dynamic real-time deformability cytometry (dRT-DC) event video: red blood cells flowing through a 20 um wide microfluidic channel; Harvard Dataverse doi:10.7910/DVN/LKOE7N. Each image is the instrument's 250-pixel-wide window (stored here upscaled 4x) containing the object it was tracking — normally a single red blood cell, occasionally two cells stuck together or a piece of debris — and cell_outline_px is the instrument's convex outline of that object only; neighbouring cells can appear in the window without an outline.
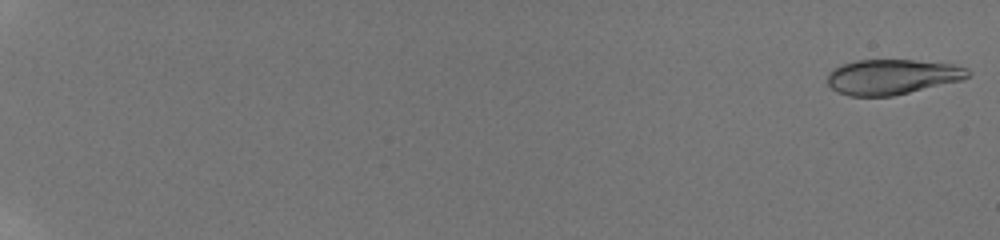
{"species": "human", "species_latin": "Homo sapiens", "temperature_condition": "room temperature", "stored_images_in_passage": 57, "camera_frame_rate_fps": 3000, "um_per_image_px": 0.085, "donor": {"sex": "male"}, "frame": {"image": 1, "passage_image": 1, "time_ms": 0.0, "image_size_px": [1000, 240], "cell_outline_px": [[972, 76], [964, 80], [892, 96], [848, 96], [836, 92], [828, 84], [828, 72], [844, 64], [856, 60], [912, 60], [952, 64], [968, 68], [972, 72]], "centroid_in_image_um": [75.88, 6.54], "position_along_channel_um": 9.1, "area_um2": 28.96}}
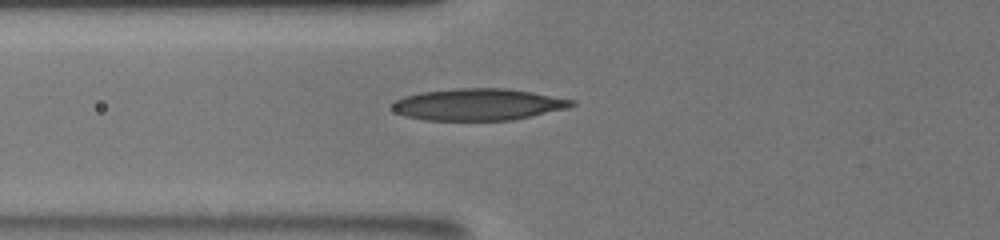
{"frame": {"image": 2, "passage_image": 26, "time_ms": 8.333, "image_size_px": [1000, 240], "cell_outline_px": [[576, 104], [568, 108], [512, 120], [424, 120], [404, 116], [396, 112], [392, 108], [392, 104], [396, 100], [404, 96], [420, 92], [452, 88], [504, 88], [532, 92], [576, 100]], "centroid_in_image_um": [40.64, 8.87], "position_along_channel_um": 85.2, "area_um2": 33.29}}
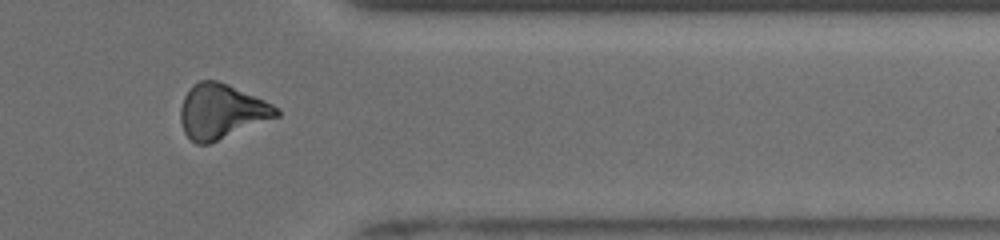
{"frame": {"image": 3, "passage_image": 50, "time_ms": 16.333, "image_size_px": [1000, 240], "cell_outline_px": [[280, 116], [208, 144], [196, 144], [184, 132], [180, 120], [180, 108], [184, 96], [192, 84], [200, 80], [216, 80], [228, 84], [264, 100], [280, 108]], "centroid_in_image_um": [18.82, 9.46], "position_along_channel_um": 392.6, "area_um2": 30.52}, "authors_computed_cell_mechanics": {"area_um2": 30.1716, "velocity_mm_per_s": 3.9029, "shape_relaxation_time_tau1_ms": 9.064, "shape_relaxation_time_tau2_ms": 5.8618, "deformation_change_tau1": 0.1889, "deformation_change_tau2": 0.1424}}